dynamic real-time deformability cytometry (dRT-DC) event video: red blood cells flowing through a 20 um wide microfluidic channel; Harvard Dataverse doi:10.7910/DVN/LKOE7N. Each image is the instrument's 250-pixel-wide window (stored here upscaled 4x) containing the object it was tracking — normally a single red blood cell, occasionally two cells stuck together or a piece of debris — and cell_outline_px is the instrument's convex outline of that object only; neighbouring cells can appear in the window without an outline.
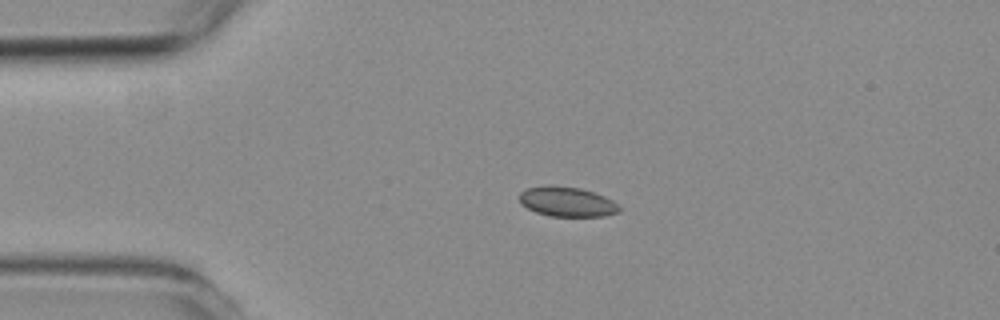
{"species": "common noctule bat (a hibernating species)", "species_latin": "Nyctalus noctula", "temperature_condition": "room temperature", "stored_images_in_passage": 3, "camera_frame_rate_fps": 3000, "um_per_image_px": 0.085, "animal": {"sex": "female", "body_mass_g": 19.3, "forearm_length_mm": 54.1}, "frame": {"image": 1, "passage_image": 2, "time_ms": 1.0, "image_size_px": [1000, 320], "cell_outline_px": [[620, 208], [616, 212], [604, 216], [552, 216], [536, 212], [520, 204], [520, 192], [528, 188], [548, 184], [552, 184], [580, 188], [604, 196], [612, 200]], "centroid_in_image_um": [48.15, 17.13], "position_along_channel_um": 36.8, "area_um2": 17.22}}